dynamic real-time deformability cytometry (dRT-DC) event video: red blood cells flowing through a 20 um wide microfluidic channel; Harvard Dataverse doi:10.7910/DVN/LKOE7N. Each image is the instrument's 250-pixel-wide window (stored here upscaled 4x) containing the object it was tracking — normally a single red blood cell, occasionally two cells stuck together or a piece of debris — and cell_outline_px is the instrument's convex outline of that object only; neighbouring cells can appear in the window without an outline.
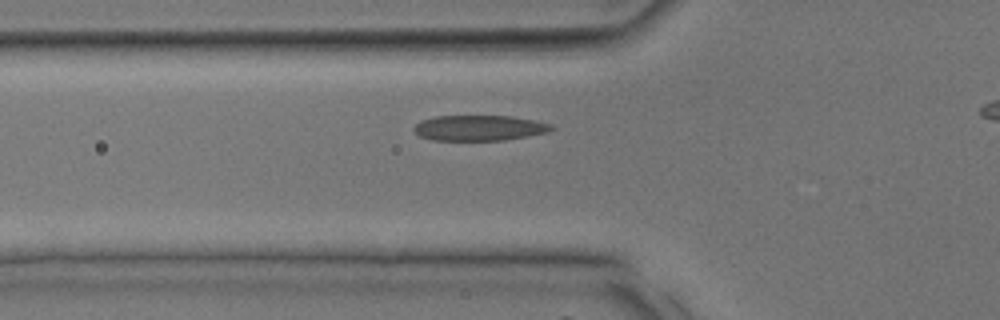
{"species": "common noctule bat (a hibernating species)", "species_latin": "Nyctalus noctula", "temperature_condition": "room temperature", "stored_images_in_passage": 26, "camera_frame_rate_fps": 3000, "um_per_image_px": 0.085, "animal": {"sex": "male", "body_mass_g": 17.9, "forearm_length_mm": 54.2}, "frame": {"image": 1, "passage_image": 6, "time_ms": 1.667, "image_size_px": [1000, 320], "cell_outline_px": [[556, 128], [548, 132], [528, 136], [504, 140], [432, 140], [420, 136], [412, 128], [420, 120], [436, 116], [512, 116], [552, 124]], "centroid_in_image_um": [40.74, 10.87], "position_along_channel_um": 85.1, "area_um2": 20.4}}
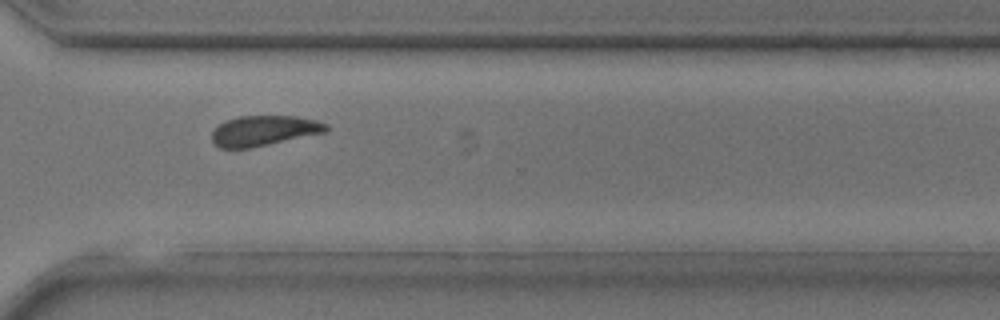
{"frame": {"image": 2, "passage_image": 20, "time_ms": 6.333, "image_size_px": [1000, 320], "cell_outline_px": [[328, 128], [324, 132], [252, 148], [220, 148], [212, 144], [212, 132], [224, 120], [240, 116], [296, 116], [316, 120], [328, 124]], "centroid_in_image_um": [22.4, 11.11], "position_along_channel_um": 348.2, "area_um2": 20.11}}
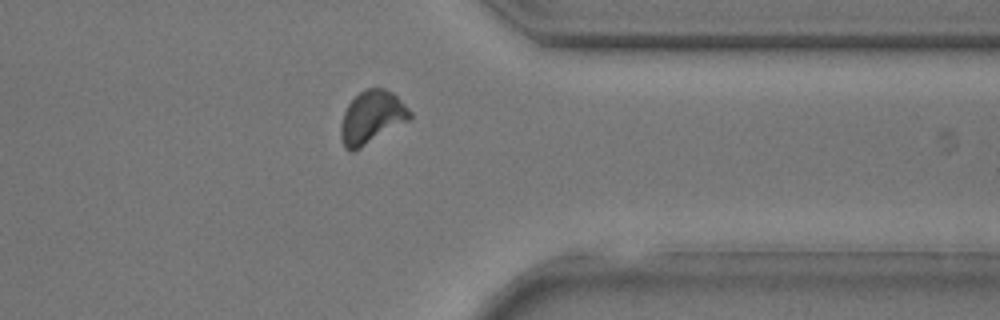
{"frame": {"image": 3, "passage_image": 22, "time_ms": 7.0, "image_size_px": [1000, 320], "cell_outline_px": [[412, 116], [408, 120], [360, 148], [352, 152], [348, 152], [344, 148], [340, 136], [340, 128], [344, 112], [348, 104], [364, 88], [384, 88], [392, 92], [412, 112]], "centroid_in_image_um": [31.57, 9.97], "position_along_channel_um": 379.8, "area_um2": 21.04}}